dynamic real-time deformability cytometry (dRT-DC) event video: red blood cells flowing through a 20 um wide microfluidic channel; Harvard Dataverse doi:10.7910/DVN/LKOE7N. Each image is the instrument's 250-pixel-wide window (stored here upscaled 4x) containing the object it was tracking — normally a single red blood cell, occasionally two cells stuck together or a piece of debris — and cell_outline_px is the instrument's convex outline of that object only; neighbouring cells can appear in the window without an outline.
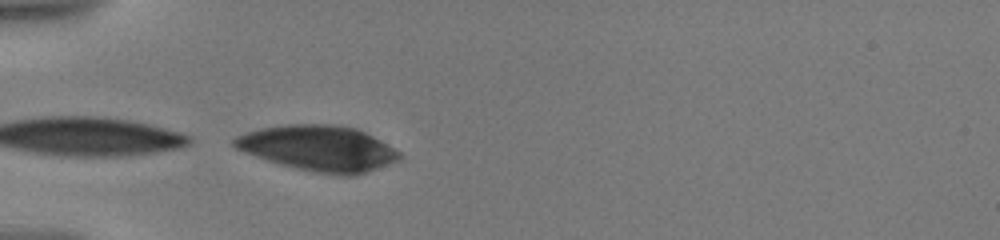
{"species": "human", "species_latin": "Homo sapiens", "temperature_condition": "warm", "stored_images_in_passage": 9, "camera_frame_rate_fps": 3000, "um_per_image_px": 0.085, "donor": {"sex": "male"}, "frame": {"image": 1, "passage_image": 1, "time_ms": 0.0, "image_size_px": [1000, 240], "cell_outline_px": [[404, 156], [400, 160], [356, 176], [340, 176], [312, 172], [296, 168], [268, 160], [244, 152], [236, 148], [232, 144], [232, 140], [236, 136], [260, 128], [288, 124], [336, 124], [356, 128], [380, 140], [400, 152]], "centroid_in_image_um": [27.11, 12.61], "position_along_channel_um": 57.9, "area_um2": 43.93}}
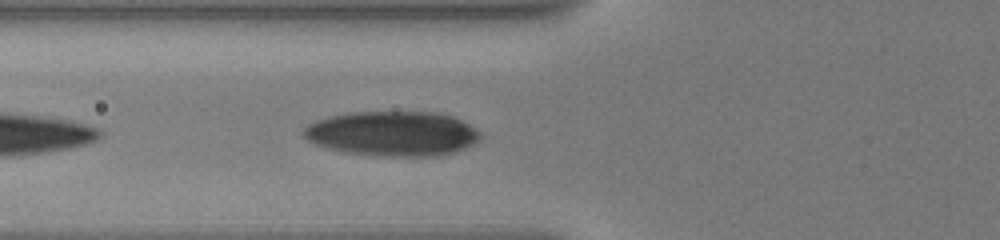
{"frame": {"image": 2, "passage_image": 7, "time_ms": 1.333, "image_size_px": [1000, 240], "cell_outline_px": [[480, 140], [456, 152], [436, 156], [376, 156], [348, 152], [316, 144], [308, 140], [300, 132], [308, 124], [316, 120], [328, 116], [352, 112], [440, 112], [452, 116], [476, 128], [480, 132]], "centroid_in_image_um": [33.38, 11.35], "position_along_channel_um": 92.4, "area_um2": 46.18}}